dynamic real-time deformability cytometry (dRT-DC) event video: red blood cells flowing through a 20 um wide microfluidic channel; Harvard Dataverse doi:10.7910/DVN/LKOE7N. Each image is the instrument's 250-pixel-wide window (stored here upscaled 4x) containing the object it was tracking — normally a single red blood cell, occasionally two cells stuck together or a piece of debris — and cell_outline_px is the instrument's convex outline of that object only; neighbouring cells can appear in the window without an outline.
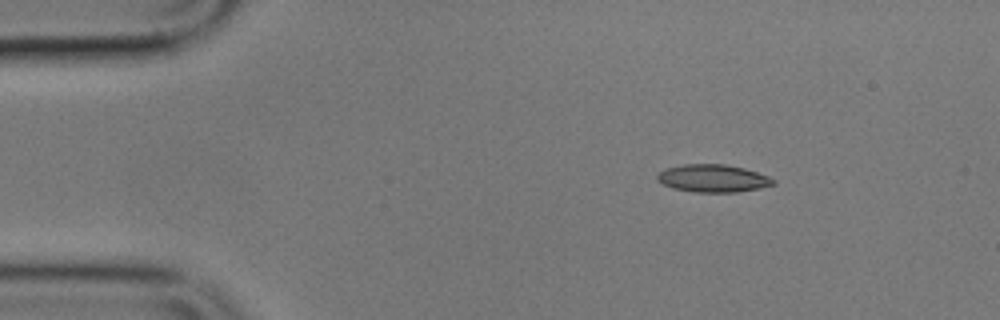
{"species": "common noctule bat (a hibernating species)", "species_latin": "Nyctalus noctula", "temperature_condition": "cold", "stored_images_in_passage": 4, "camera_frame_rate_fps": 3000, "um_per_image_px": 0.085, "animal": {"sex": "male", "body_mass_g": 17.9}, "frame": {"image": 1, "passage_image": 1, "time_ms": 0.0, "image_size_px": [1000, 320], "cell_outline_px": [[776, 184], [760, 188], [736, 192], [696, 192], [672, 188], [656, 180], [656, 176], [664, 168], [684, 164], [724, 164], [744, 168], [768, 176], [776, 180]], "centroid_in_image_um": [60.6, 15.16], "position_along_channel_um": 24.4, "area_um2": 18.73}}
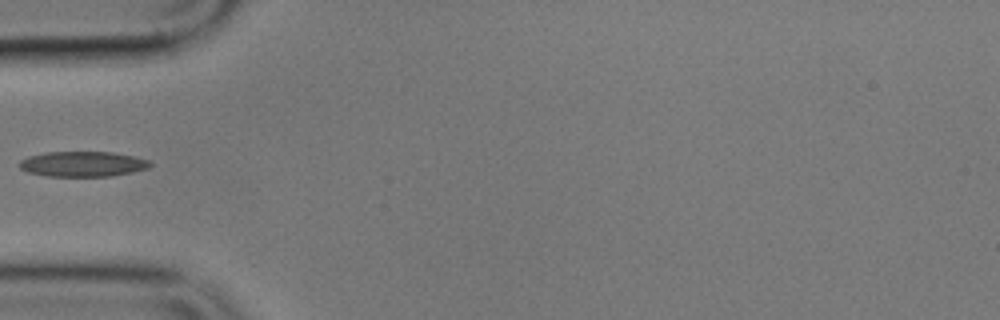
{"frame": {"image": 2, "passage_image": 4, "time_ms": 3.333, "image_size_px": [1000, 320], "cell_outline_px": [[152, 164], [148, 168], [132, 172], [108, 176], [44, 176], [28, 172], [20, 168], [16, 164], [20, 160], [28, 156], [44, 152], [112, 152], [132, 156], [148, 160]], "centroid_in_image_um": [6.97, 13.94], "position_along_channel_um": 78.0, "area_um2": 19.25}}